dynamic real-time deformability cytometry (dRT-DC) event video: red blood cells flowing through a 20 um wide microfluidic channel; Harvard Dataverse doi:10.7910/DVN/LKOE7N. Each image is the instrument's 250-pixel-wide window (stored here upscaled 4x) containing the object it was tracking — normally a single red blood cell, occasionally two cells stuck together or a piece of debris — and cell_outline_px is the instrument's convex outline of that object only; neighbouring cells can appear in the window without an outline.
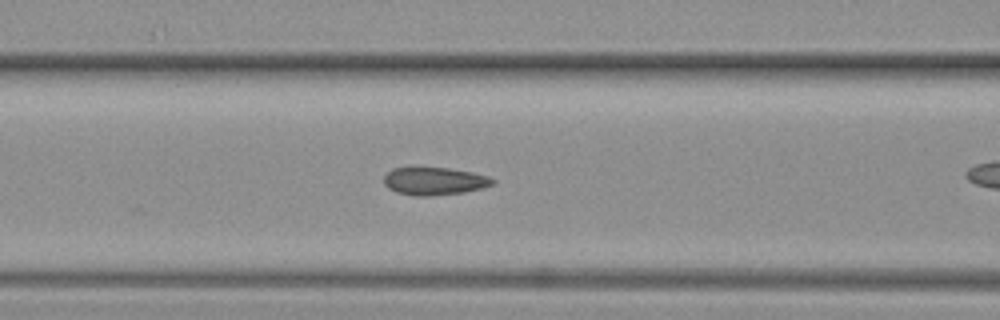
{"species": "common noctule bat (a hibernating species)", "species_latin": "Nyctalus noctula", "temperature_condition": "warm", "stored_images_in_passage": 10, "segment_of_instrument_passage": [1, 2], "camera_frame_rate_fps": 3000, "um_per_image_px": 0.085, "animal": {"sex": "female", "body_mass_g": 19.3, "forearm_length_mm": 54.1}, "frame": {"image": 1, "passage_image": 9, "time_ms": 2.667, "image_size_px": [1000, 320], "cell_outline_px": [[496, 180], [492, 184], [480, 188], [464, 192], [432, 196], [412, 196], [396, 192], [388, 188], [384, 184], [384, 176], [392, 168], [448, 168], [472, 172], [488, 176]], "centroid_in_image_um": [36.89, 15.4], "position_along_channel_um": 129.7, "area_um2": 17.51}}